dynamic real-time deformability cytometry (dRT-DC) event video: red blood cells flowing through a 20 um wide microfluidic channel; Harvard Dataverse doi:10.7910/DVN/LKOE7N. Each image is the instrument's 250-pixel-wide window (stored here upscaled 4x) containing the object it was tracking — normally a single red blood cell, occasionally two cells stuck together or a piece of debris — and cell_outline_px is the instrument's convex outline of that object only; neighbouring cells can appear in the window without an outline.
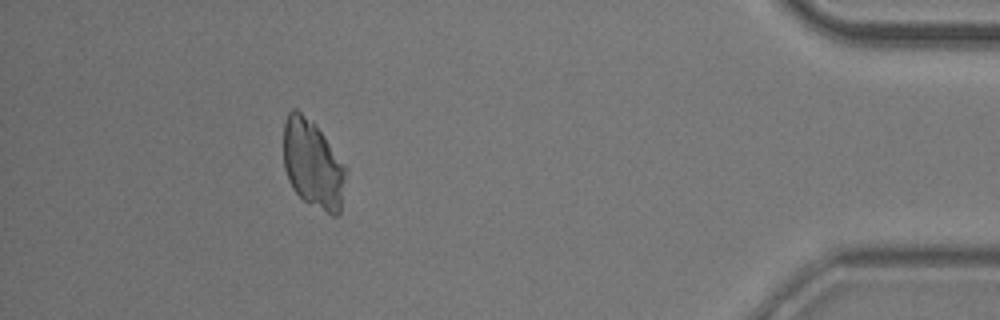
{"species": "common noctule bat (a hibernating species)", "species_latin": "Nyctalus noctula", "temperature_condition": "room temperature", "stored_images_in_passage": 43, "camera_frame_rate_fps": 3000, "um_per_image_px": 0.085, "animal": {"sex": "male", "body_mass_g": 20.5, "forearm_length_mm": 52.5}, "frame": {"image": 1, "passage_image": 38, "time_ms": 12.333, "image_size_px": [1000, 320], "cell_outline_px": [[344, 176], [340, 212], [336, 216], [332, 216], [304, 200], [292, 188], [288, 180], [284, 168], [284, 124], [288, 112], [292, 108], [296, 108], [312, 120], [316, 124], [344, 164]], "centroid_in_image_um": [26.55, 13.92], "position_along_channel_um": 408.6, "area_um2": 31.73}}